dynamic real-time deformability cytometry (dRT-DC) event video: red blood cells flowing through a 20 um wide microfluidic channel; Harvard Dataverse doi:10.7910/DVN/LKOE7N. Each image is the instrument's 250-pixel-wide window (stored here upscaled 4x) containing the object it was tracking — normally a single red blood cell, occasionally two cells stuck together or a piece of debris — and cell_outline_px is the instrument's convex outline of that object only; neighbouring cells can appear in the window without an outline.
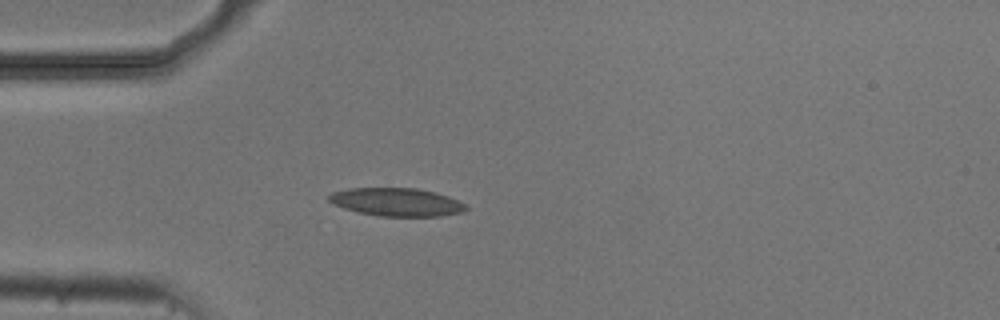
{"species": "common noctule bat (a hibernating species)", "species_latin": "Nyctalus noctula", "temperature_condition": "cold", "stored_images_in_passage": 2, "camera_frame_rate_fps": 3000, "um_per_image_px": 0.085, "animal": {"sex": "male", "body_mass_g": 20.5, "forearm_length_mm": 52.5}, "frame": {"image": 1, "passage_image": 2, "time_ms": 0.333, "image_size_px": [1000, 320], "cell_outline_px": [[468, 208], [464, 212], [440, 216], [380, 216], [356, 212], [332, 204], [328, 200], [328, 196], [332, 192], [348, 188], [416, 188], [436, 192], [448, 196], [468, 204]], "centroid_in_image_um": [33.73, 17.17], "position_along_channel_um": 51.3, "area_um2": 22.72}}